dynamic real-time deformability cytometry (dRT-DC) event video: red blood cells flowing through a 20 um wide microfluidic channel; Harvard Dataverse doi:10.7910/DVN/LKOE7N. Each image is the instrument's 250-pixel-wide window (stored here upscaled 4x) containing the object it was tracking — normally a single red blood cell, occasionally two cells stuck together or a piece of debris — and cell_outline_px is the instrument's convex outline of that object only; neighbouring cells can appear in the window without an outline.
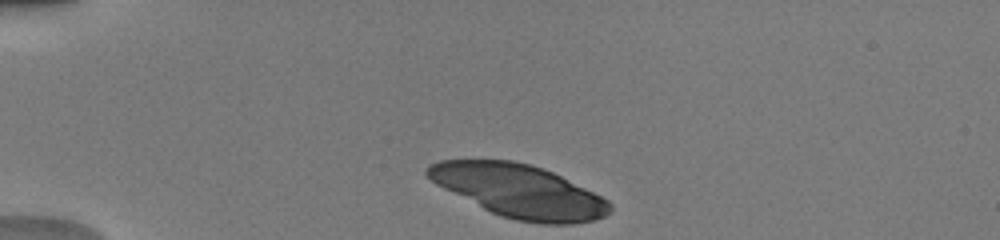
{"species": "human", "species_latin": "Homo sapiens", "temperature_condition": "warm", "stored_images_in_passage": 39, "camera_frame_rate_fps": 3000, "um_per_image_px": 0.085, "donor": {"sex": "male"}, "frame": {"image": 1, "passage_image": 1, "time_ms": 0.0, "image_size_px": [1000, 240], "cell_outline_px": [[612, 212], [604, 216], [592, 220], [576, 224], [540, 224], [516, 220], [492, 212], [436, 184], [424, 172], [424, 168], [428, 164], [440, 160], [512, 160], [532, 164], [544, 168], [608, 200], [612, 204]], "centroid_in_image_um": [44.13, 16.23], "position_along_channel_um": 40.9, "area_um2": 55.89}}